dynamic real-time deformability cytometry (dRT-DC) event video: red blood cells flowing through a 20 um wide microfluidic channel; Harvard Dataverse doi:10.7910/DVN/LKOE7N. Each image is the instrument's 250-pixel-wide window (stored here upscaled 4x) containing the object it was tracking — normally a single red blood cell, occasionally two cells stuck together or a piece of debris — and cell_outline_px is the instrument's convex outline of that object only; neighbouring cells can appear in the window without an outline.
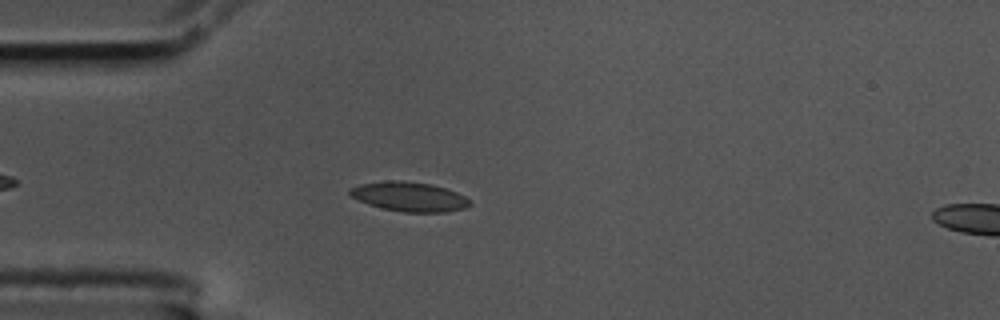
{"species": "common noctule bat (a hibernating species)", "species_latin": "Nyctalus noctula", "temperature_condition": "cold", "stored_images_in_passage": 49, "camera_frame_rate_fps": 3000, "um_per_image_px": 0.085, "animal": {"sex": "male", "body_mass_g": 17.5, "forearm_length_mm": 52.3}, "frame": {"image": 1, "passage_image": 7, "time_ms": 2.0, "image_size_px": [1000, 320], "cell_outline_px": [[472, 204], [464, 208], [444, 212], [404, 212], [384, 208], [368, 204], [352, 196], [348, 192], [348, 188], [360, 184], [388, 180], [404, 180], [432, 184], [456, 192], [472, 200]], "centroid_in_image_um": [34.8, 16.7], "position_along_channel_um": 50.2, "area_um2": 20.58}}
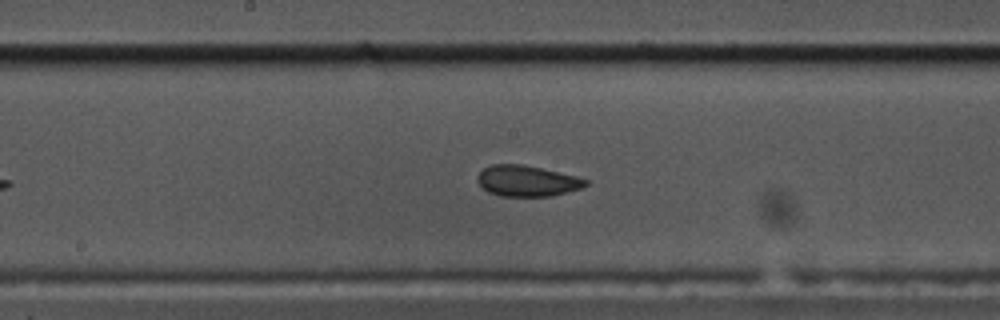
{"frame": {"image": 2, "passage_image": 21, "time_ms": 6.667, "image_size_px": [1000, 320], "cell_outline_px": [[588, 184], [584, 188], [552, 196], [500, 196], [488, 192], [476, 180], [476, 176], [484, 168], [492, 164], [524, 164], [576, 176], [588, 180]], "centroid_in_image_um": [44.81, 15.38], "position_along_channel_um": 203.4, "area_um2": 19.59}}
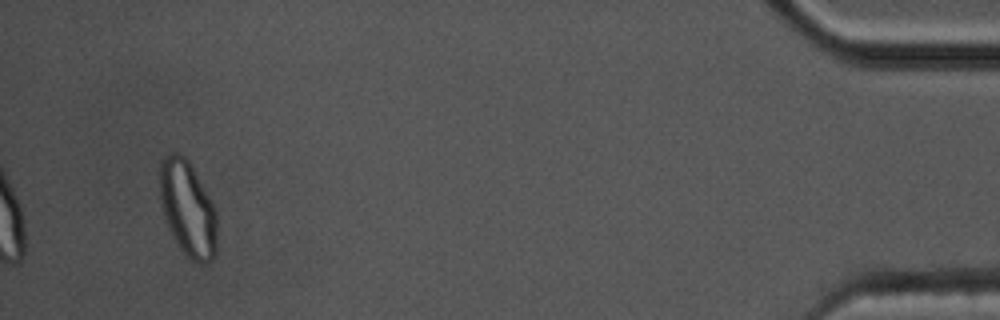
{"frame": {"image": 3, "passage_image": 46, "time_ms": 15.0, "image_size_px": [1000, 320], "cell_outline_px": [[216, 256], [212, 260], [204, 264], [196, 264], [180, 248], [168, 224], [160, 204], [160, 164], [172, 152], [176, 152], [184, 156], [188, 160], [208, 196], [216, 212]], "centroid_in_image_um": [15.97, 17.78], "position_along_channel_um": 419.2, "area_um2": 31.21}, "authors_computed_cell_mechanics": {"area_um2": 19.9988, "velocity_mm_per_s": 3.5003, "shape_relaxation_time_tau1_ms": null, "shape_relaxation_time_tau2_ms": 1.8422, "deformation_change_tau1": null, "deformation_change_tau2": 0.0678}}